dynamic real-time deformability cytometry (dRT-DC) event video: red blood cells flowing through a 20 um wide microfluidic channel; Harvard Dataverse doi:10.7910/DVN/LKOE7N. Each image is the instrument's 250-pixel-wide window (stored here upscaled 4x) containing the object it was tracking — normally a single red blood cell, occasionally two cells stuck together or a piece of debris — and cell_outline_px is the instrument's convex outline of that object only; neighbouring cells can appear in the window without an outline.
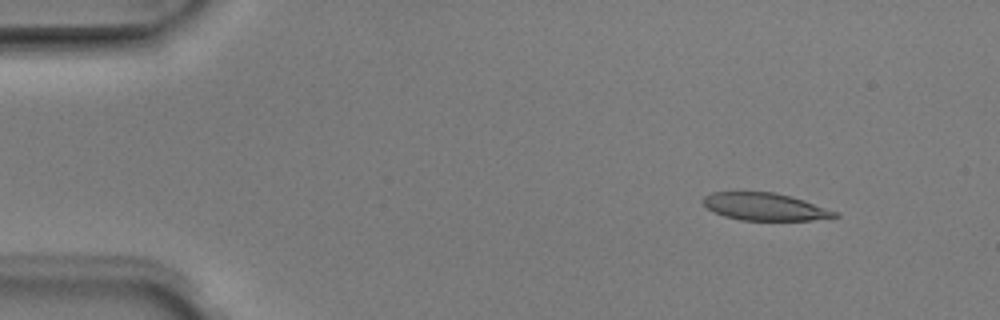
{"species": "Egyptian fruit bat (a non-hibernating species)", "species_latin": "Rousettus aegyptiacus", "temperature_condition": "room temperature", "stored_images_in_passage": 7, "camera_frame_rate_fps": 3000, "um_per_image_px": 0.085, "animal": {"sex": "male"}, "frame": {"image": 1, "passage_image": 1, "time_ms": 0.0, "image_size_px": [1000, 320], "cell_outline_px": [[840, 216], [812, 220], [740, 220], [724, 216], [708, 208], [700, 200], [704, 196], [712, 192], [772, 192], [792, 196], [804, 200], [836, 212]], "centroid_in_image_um": [64.98, 17.56], "position_along_channel_um": 20.0, "area_um2": 20.87}}
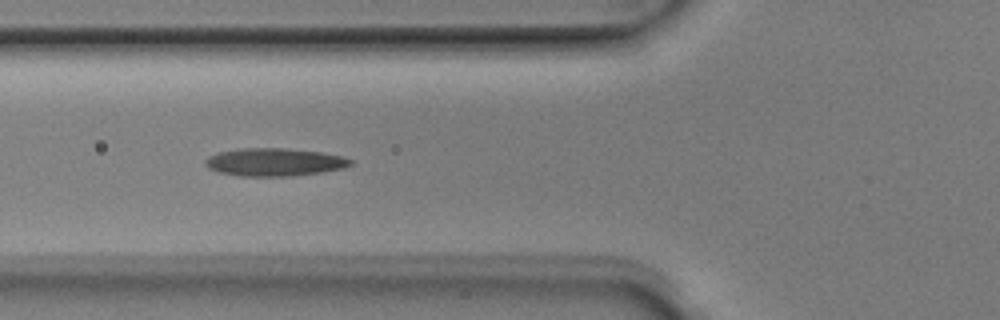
{"frame": {"image": 2, "passage_image": 4, "time_ms": 1.0, "image_size_px": [1000, 320], "cell_outline_px": [[352, 164], [344, 168], [320, 172], [292, 176], [236, 176], [216, 172], [208, 168], [204, 164], [204, 160], [208, 156], [216, 152], [236, 148], [284, 148], [320, 152], [344, 156], [352, 160]], "centroid_in_image_um": [23.26, 13.78], "position_along_channel_um": 102.5, "area_um2": 23.93}}
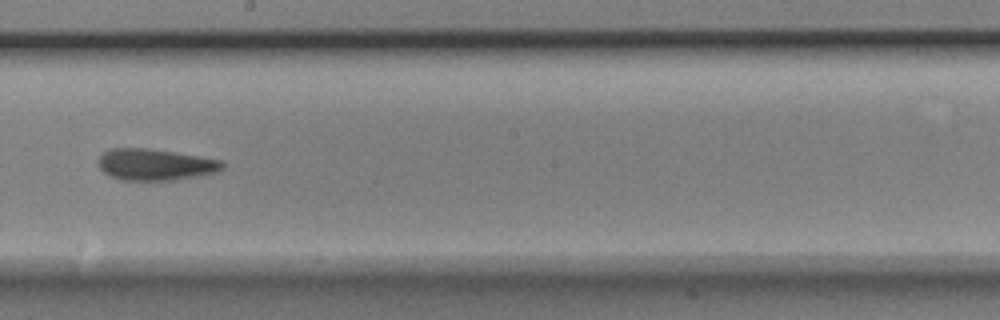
{"frame": {"image": 3, "passage_image": 7, "time_ms": 2.0, "image_size_px": [1000, 320], "cell_outline_px": [[224, 168], [220, 172], [172, 180], [120, 180], [104, 172], [100, 168], [100, 156], [108, 148], [148, 148], [200, 156], [224, 160]], "centroid_in_image_um": [13.25, 13.98], "position_along_channel_um": 235.0, "area_um2": 22.77}}